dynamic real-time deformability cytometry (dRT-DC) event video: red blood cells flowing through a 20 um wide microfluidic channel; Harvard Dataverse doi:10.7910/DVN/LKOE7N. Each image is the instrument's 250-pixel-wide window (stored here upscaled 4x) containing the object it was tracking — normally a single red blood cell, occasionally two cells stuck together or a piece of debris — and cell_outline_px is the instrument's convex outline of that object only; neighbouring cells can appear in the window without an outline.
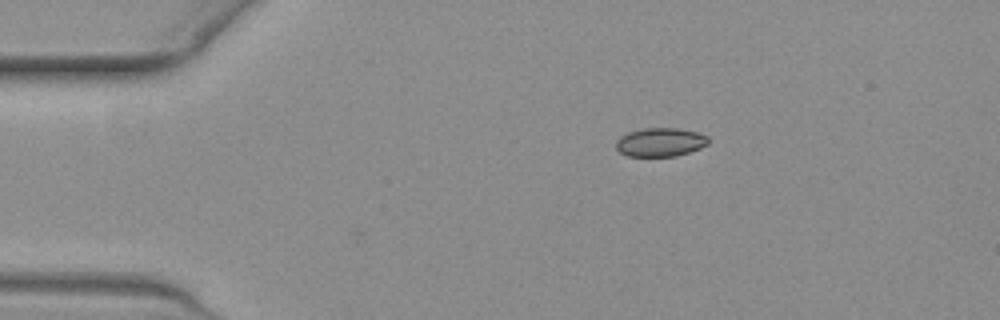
{"species": "common noctule bat (a hibernating species)", "species_latin": "Nyctalus noctula", "temperature_condition": "warm", "stored_images_in_passage": 2, "camera_frame_rate_fps": 3000, "um_per_image_px": 0.085, "animal": {"sex": "female", "body_mass_g": 19.3, "forearm_length_mm": 54.1}, "frame": {"image": 1, "passage_image": 2, "time_ms": 0.333, "image_size_px": [1000, 320], "cell_outline_px": [[708, 144], [700, 148], [676, 156], [628, 156], [620, 152], [616, 148], [616, 140], [620, 136], [628, 132], [644, 128], [676, 128], [696, 132], [708, 136]], "centroid_in_image_um": [56.11, 12.08], "position_along_channel_um": 28.9, "area_um2": 15.37}}